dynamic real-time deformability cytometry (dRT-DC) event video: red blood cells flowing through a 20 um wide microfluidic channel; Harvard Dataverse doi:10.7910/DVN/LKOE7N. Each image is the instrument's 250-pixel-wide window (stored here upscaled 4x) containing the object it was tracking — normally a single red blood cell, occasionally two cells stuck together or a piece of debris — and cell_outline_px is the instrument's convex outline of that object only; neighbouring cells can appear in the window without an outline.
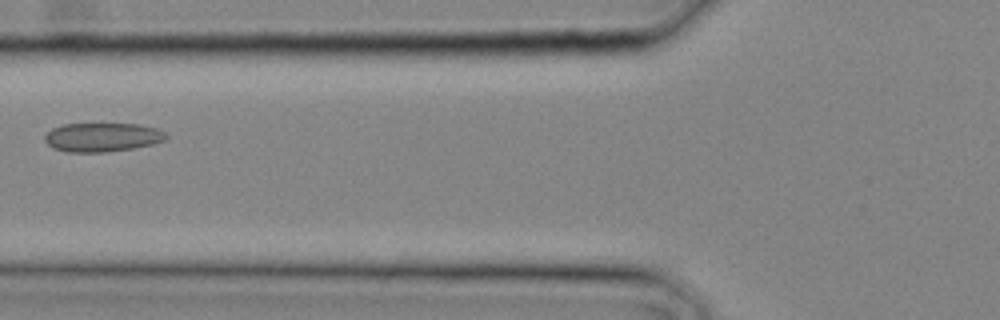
{"species": "common noctule bat (a hibernating species)", "species_latin": "Nyctalus noctula", "temperature_condition": "cold", "stored_images_in_passage": 20, "camera_frame_rate_fps": 3000, "um_per_image_px": 0.085, "animal": {"sex": "male", "body_mass_g": 20.4}, "frame": {"image": 1, "passage_image": 5, "time_ms": 1.333, "image_size_px": [1000, 320], "cell_outline_px": [[168, 136], [164, 140], [152, 144], [132, 148], [108, 152], [68, 152], [52, 148], [44, 140], [44, 136], [52, 128], [64, 124], [140, 124], [156, 128], [164, 132]], "centroid_in_image_um": [8.67, 11.66], "position_along_channel_um": 117.1, "area_um2": 20.4}}
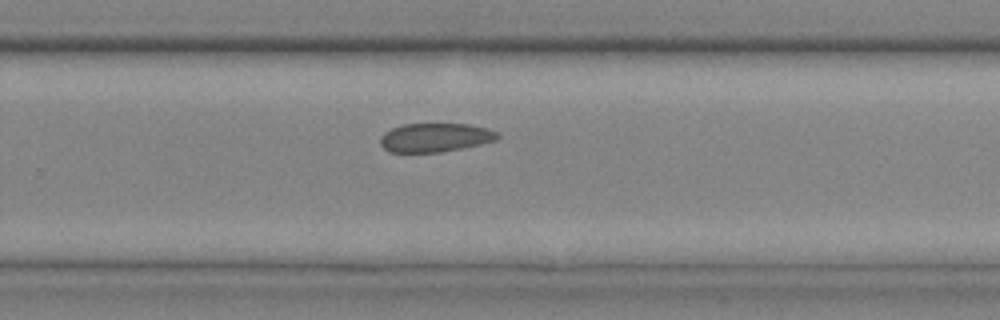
{"frame": {"image": 2, "passage_image": 13, "time_ms": 4.0, "image_size_px": [1000, 320], "cell_outline_px": [[500, 136], [496, 140], [464, 148], [440, 152], [388, 152], [380, 144], [380, 136], [384, 132], [392, 128], [404, 124], [468, 124], [488, 128], [496, 132]], "centroid_in_image_um": [36.97, 11.69], "position_along_channel_um": 292.8, "area_um2": 19.71}}
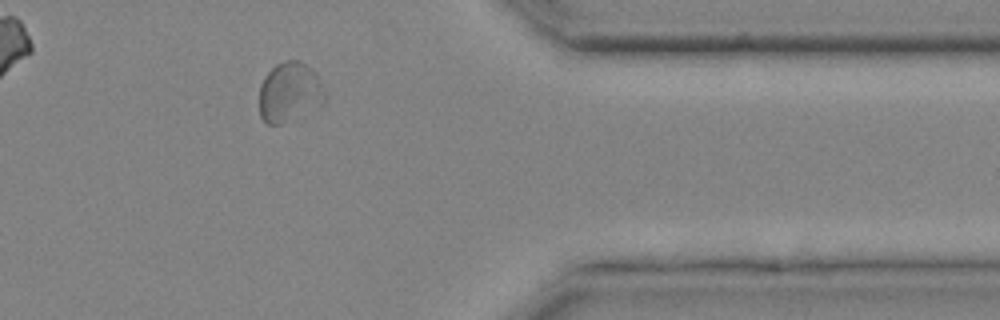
{"frame": {"image": 3, "passage_image": 18, "time_ms": 5.667, "image_size_px": [1000, 320], "cell_outline_px": [[324, 100], [320, 104], [280, 124], [268, 124], [260, 116], [260, 84], [264, 76], [276, 64], [284, 60], [296, 60], [312, 68], [316, 72], [324, 92]], "centroid_in_image_um": [24.57, 7.79], "position_along_channel_um": 386.8, "area_um2": 22.25}}